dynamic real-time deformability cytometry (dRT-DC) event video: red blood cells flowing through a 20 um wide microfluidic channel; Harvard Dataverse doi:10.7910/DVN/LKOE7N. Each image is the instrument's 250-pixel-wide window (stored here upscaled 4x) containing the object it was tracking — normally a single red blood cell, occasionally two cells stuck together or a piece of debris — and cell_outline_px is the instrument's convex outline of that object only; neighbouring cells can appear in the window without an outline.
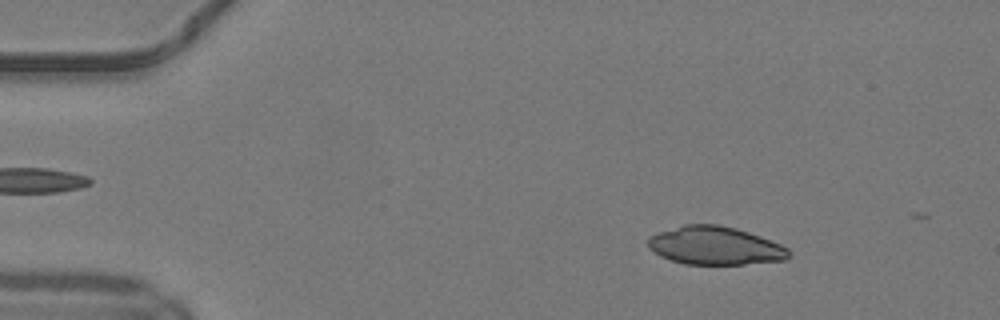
{"species": "common noctule bat (a hibernating species)", "species_latin": "Nyctalus noctula", "temperature_condition": "warm", "stored_images_in_passage": 12, "camera_frame_rate_fps": 3000, "um_per_image_px": 0.085, "animal": {"sex": "male", "body_mass_g": 19.2, "forearm_length_mm": 51.8}, "frame": {"image": 1, "passage_image": 7, "time_ms": 2.0, "image_size_px": [1000, 320], "cell_outline_px": [[792, 256], [784, 260], [744, 264], [684, 264], [660, 256], [648, 248], [648, 236], [656, 232], [684, 224], [720, 224], [736, 228], [760, 236], [780, 244], [788, 248], [792, 252]], "centroid_in_image_um": [60.77, 20.87], "position_along_channel_um": 24.2, "area_um2": 31.62}}